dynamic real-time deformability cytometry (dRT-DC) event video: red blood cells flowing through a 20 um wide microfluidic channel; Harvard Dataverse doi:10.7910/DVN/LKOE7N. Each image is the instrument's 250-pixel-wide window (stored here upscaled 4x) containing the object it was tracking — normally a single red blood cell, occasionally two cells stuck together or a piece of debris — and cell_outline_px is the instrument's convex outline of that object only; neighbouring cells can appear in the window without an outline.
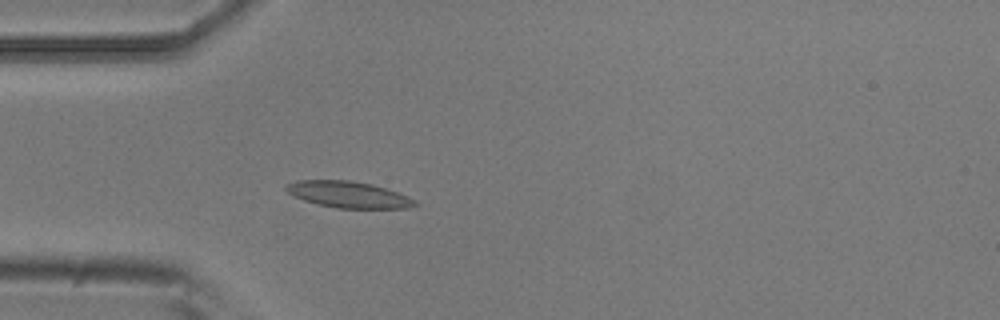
{"species": "common noctule bat (a hibernating species)", "species_latin": "Nyctalus noctula", "temperature_condition": "room temperature", "stored_images_in_passage": 2, "camera_frame_rate_fps": 3000, "um_per_image_px": 0.085, "animal": {"sex": "male", "body_mass_g": 20.5, "forearm_length_mm": 52.5}, "frame": {"image": 1, "passage_image": 2, "time_ms": 0.333, "image_size_px": [1000, 320], "cell_outline_px": [[420, 204], [408, 208], [336, 208], [304, 200], [288, 192], [284, 188], [288, 184], [296, 180], [348, 180], [372, 184], [408, 196], [416, 200]], "centroid_in_image_um": [29.65, 16.54], "position_along_channel_um": 55.3, "area_um2": 19.59}}